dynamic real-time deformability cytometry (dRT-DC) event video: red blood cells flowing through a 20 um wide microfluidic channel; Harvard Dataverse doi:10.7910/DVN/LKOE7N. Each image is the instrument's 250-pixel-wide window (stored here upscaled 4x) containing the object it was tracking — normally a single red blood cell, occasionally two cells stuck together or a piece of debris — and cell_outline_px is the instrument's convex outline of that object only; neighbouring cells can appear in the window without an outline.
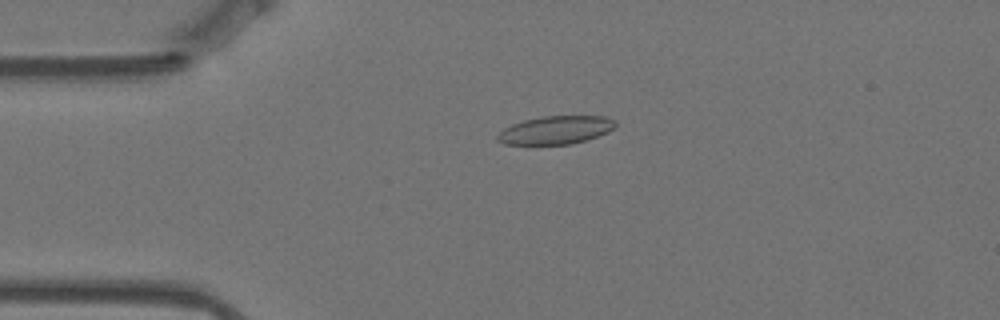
{"species": "Egyptian fruit bat (a non-hibernating species)", "species_latin": "Rousettus aegyptiacus", "temperature_condition": "warm", "stored_images_in_passage": 58, "camera_frame_rate_fps": 3000, "um_per_image_px": 0.085, "animal": {"sex": "female"}, "frame": {"image": 1, "passage_image": 13, "time_ms": 4.0, "image_size_px": [1000, 320], "cell_outline_px": [[616, 128], [608, 132], [572, 144], [504, 144], [496, 140], [496, 136], [504, 128], [512, 124], [524, 120], [544, 116], [604, 116], [616, 120]], "centroid_in_image_um": [47.24, 11.05], "position_along_channel_um": 37.8, "area_um2": 19.31}}
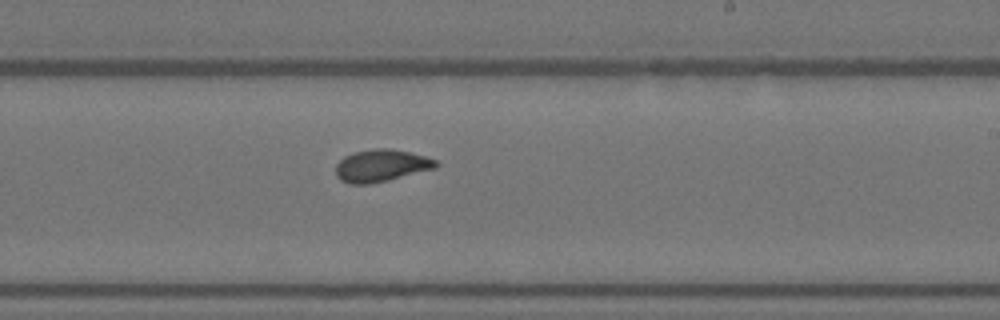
{"frame": {"image": 2, "passage_image": 34, "time_ms": 11.0, "image_size_px": [1000, 320], "cell_outline_px": [[440, 164], [436, 168], [388, 180], [368, 184], [348, 184], [340, 180], [336, 176], [336, 164], [344, 156], [356, 152], [376, 148], [388, 148], [408, 152], [424, 156], [436, 160]], "centroid_in_image_um": [32.39, 14.09], "position_along_channel_um": 256.6, "area_um2": 18.73}}
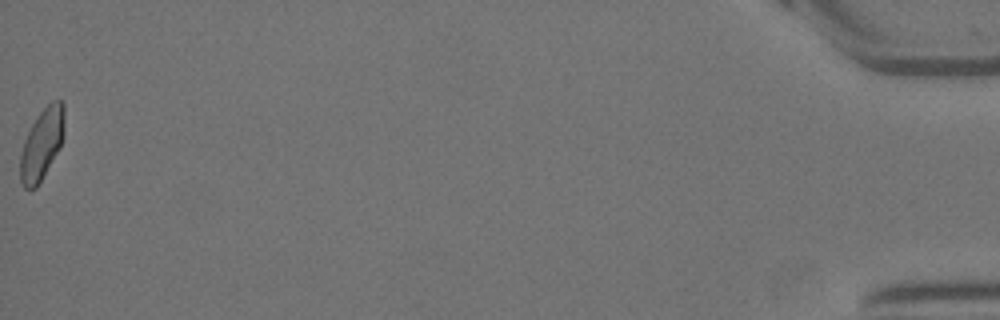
{"frame": {"image": 3, "passage_image": 58, "time_ms": 19.0, "image_size_px": [1000, 320], "cell_outline_px": [[64, 136], [60, 148], [36, 188], [28, 192], [24, 188], [20, 180], [20, 156], [24, 140], [36, 116], [52, 100], [64, 100]], "centroid_in_image_um": [3.56, 12.25], "position_along_channel_um": 431.6, "area_um2": 18.5}, "authors_computed_cell_mechanics": {"area_um2": 18.7272, "velocity_mm_per_s": 3.4982, "shape_relaxation_time_tau1_ms": null, "shape_relaxation_time_tau2_ms": 1.5064, "deformation_change_tau1": null, "deformation_change_tau2": 0.0623}}